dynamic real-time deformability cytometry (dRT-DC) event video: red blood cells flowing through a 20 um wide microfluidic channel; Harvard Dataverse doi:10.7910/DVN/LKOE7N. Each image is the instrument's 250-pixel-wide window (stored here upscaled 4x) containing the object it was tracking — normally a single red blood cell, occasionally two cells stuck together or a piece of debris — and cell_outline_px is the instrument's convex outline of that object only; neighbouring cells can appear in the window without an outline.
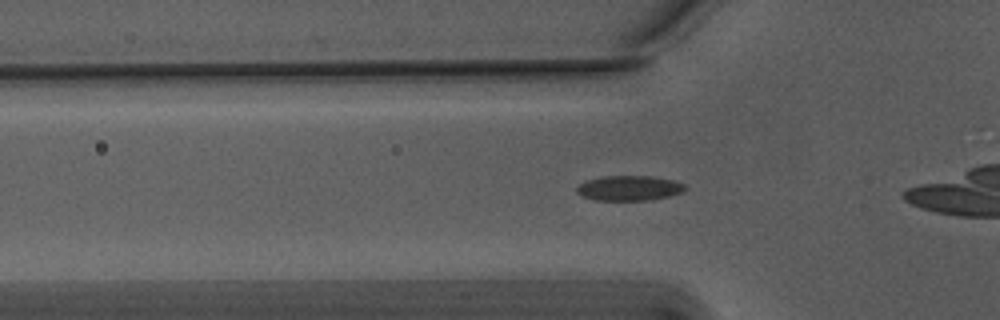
{"species": "Egyptian fruit bat (a non-hibernating species)", "species_latin": "Rousettus aegyptiacus", "temperature_condition": "warm", "stored_images_in_passage": 50, "camera_frame_rate_fps": 3000, "um_per_image_px": 0.085, "animal": {"sex": "male"}, "frame": {"image": 1, "passage_image": 12, "time_ms": 3.667, "image_size_px": [1000, 320], "cell_outline_px": [[688, 188], [684, 192], [652, 200], [592, 200], [576, 192], [576, 188], [580, 184], [588, 180], [600, 176], [652, 176], [672, 180], [684, 184]], "centroid_in_image_um": [53.5, 15.99], "position_along_channel_um": 72.3, "area_um2": 15.84}}
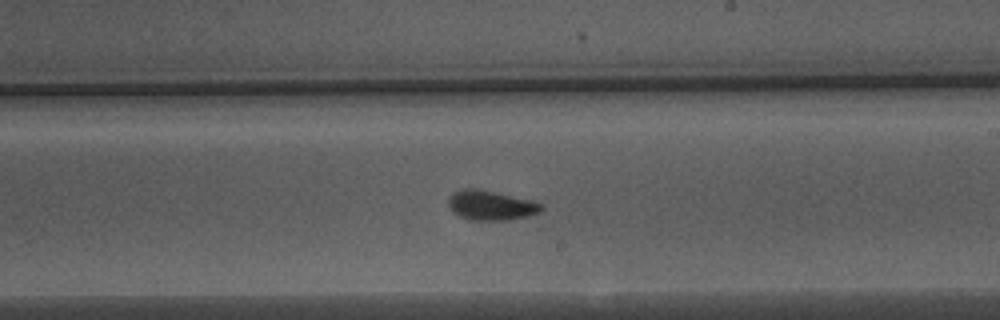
{"frame": {"image": 2, "passage_image": 26, "time_ms": 8.333, "image_size_px": [1000, 320], "cell_outline_px": [[544, 208], [540, 212], [528, 216], [508, 220], [472, 220], [460, 216], [448, 204], [448, 196], [464, 188], [476, 188], [532, 200], [544, 204]], "centroid_in_image_um": [41.78, 17.45], "position_along_channel_um": 247.2, "area_um2": 15.95}}
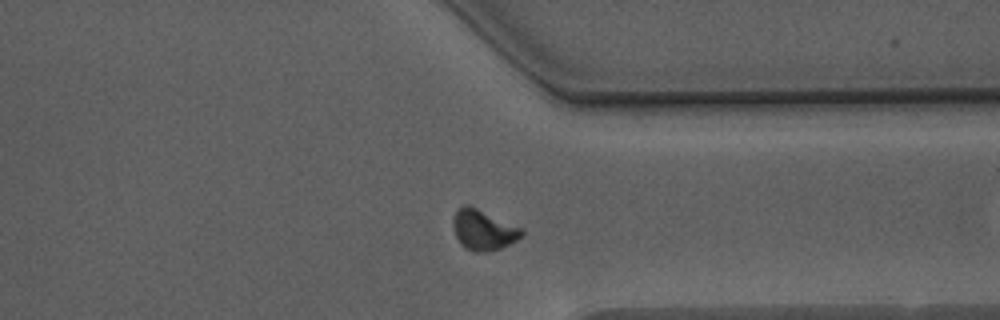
{"frame": {"image": 3, "passage_image": 36, "time_ms": 11.667, "image_size_px": [1000, 320], "cell_outline_px": [[524, 232], [516, 240], [500, 248], [488, 252], [472, 252], [460, 244], [456, 236], [452, 224], [452, 220], [456, 212], [464, 204], [468, 204], [524, 228]], "centroid_in_image_um": [41.08, 19.54], "position_along_channel_um": 370.3, "area_um2": 16.18}, "authors_computed_cell_mechanics": {"area_um2": 15.2592, "velocity_mm_per_s": 3.7462, "shape_relaxation_time_tau1_ms": 5.2816, "shape_relaxation_time_tau2_ms": 2.067, "deformation_change_tau1": 0.1284, "deformation_change_tau2": 0.0619}}